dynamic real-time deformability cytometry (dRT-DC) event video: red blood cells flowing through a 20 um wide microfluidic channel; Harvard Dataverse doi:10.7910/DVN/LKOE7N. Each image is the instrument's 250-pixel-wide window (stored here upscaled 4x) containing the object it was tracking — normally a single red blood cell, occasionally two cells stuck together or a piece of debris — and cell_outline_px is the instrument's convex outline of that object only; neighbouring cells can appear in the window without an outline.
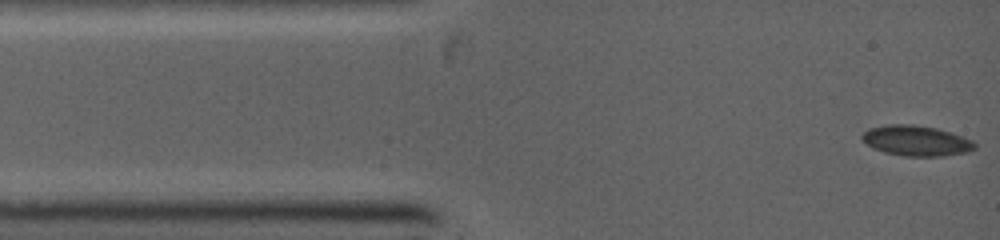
{"species": "common noctule bat (a hibernating species)", "species_latin": "Nyctalus noctula", "temperature_condition": "warm", "stored_images_in_passage": 68, "camera_frame_rate_fps": 5000, "um_per_image_px": 0.085, "animal": {"sex": "female", "body_mass_g": 19.0, "forearm_length_mm": 53.3}, "frame": {"image": 1, "passage_image": 1, "time_ms": 0.0, "image_size_px": [1000, 240], "cell_outline_px": [[976, 148], [968, 152], [944, 156], [904, 156], [884, 152], [872, 148], [860, 136], [868, 128], [888, 124], [912, 124], [936, 128], [972, 140], [976, 144]], "centroid_in_image_um": [77.87, 11.96], "position_along_channel_um": 7.1, "area_um2": 19.88}}
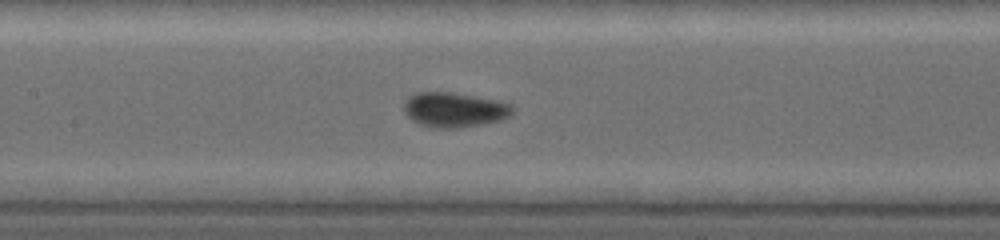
{"frame": {"image": 2, "passage_image": 34, "time_ms": 4.8, "image_size_px": [1000, 240], "cell_outline_px": [[512, 112], [508, 116], [500, 120], [484, 124], [460, 128], [432, 128], [420, 124], [412, 120], [404, 112], [404, 104], [416, 92], [448, 92], [496, 100], [512, 104]], "centroid_in_image_um": [38.61, 9.35], "position_along_channel_um": 168.8, "area_um2": 21.79}}
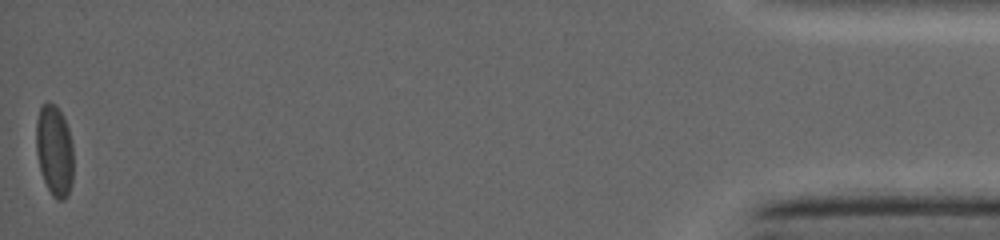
{"frame": {"image": 3, "passage_image": 68, "time_ms": 13.4, "image_size_px": [1000, 240], "cell_outline_px": [[72, 184], [68, 196], [64, 200], [56, 200], [52, 196], [44, 180], [40, 168], [36, 152], [36, 120], [40, 108], [48, 100], [56, 104], [64, 116], [68, 128], [72, 144]], "centroid_in_image_um": [4.62, 12.78], "position_along_channel_um": 430.6, "area_um2": 20.0}}